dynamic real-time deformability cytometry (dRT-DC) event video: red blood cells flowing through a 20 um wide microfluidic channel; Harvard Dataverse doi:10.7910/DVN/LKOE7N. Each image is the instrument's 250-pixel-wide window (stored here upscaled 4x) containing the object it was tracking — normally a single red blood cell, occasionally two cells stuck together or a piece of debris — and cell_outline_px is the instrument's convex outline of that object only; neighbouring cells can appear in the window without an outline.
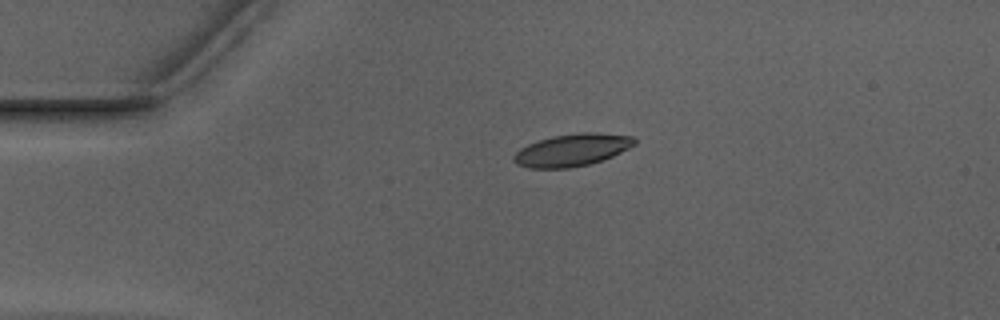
{"species": "Egyptian fruit bat (a non-hibernating species)", "species_latin": "Rousettus aegyptiacus", "temperature_condition": "warm", "stored_images_in_passage": 42, "camera_frame_rate_fps": 3000, "um_per_image_px": 0.085, "animal": {"sex": "male"}, "frame": {"image": 1, "passage_image": 1, "time_ms": 0.0, "image_size_px": [1000, 320], "cell_outline_px": [[636, 144], [604, 160], [588, 164], [568, 168], [528, 168], [516, 164], [512, 160], [512, 156], [520, 148], [528, 144], [552, 136], [580, 132], [596, 132], [632, 136], [636, 140]], "centroid_in_image_um": [48.61, 12.75], "position_along_channel_um": 36.4, "area_um2": 22.77}}
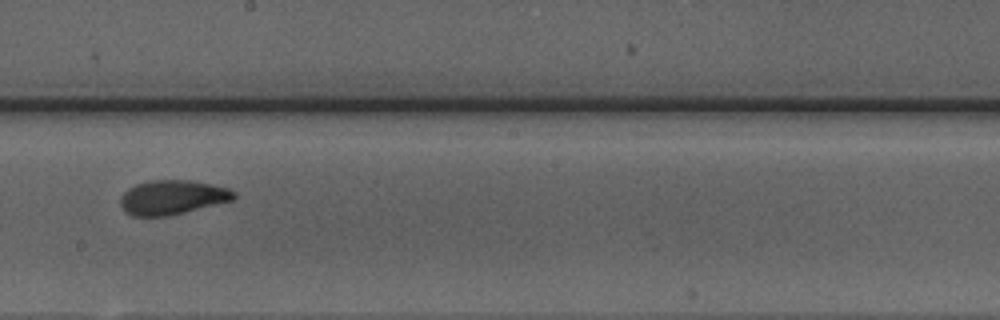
{"frame": {"image": 2, "passage_image": 19, "time_ms": 6.0, "image_size_px": [1000, 320], "cell_outline_px": [[236, 196], [232, 200], [168, 216], [132, 216], [124, 212], [120, 204], [120, 196], [128, 188], [136, 184], [152, 180], [192, 180], [228, 188], [236, 192]], "centroid_in_image_um": [14.61, 16.77], "position_along_channel_um": 233.6, "area_um2": 22.72}}
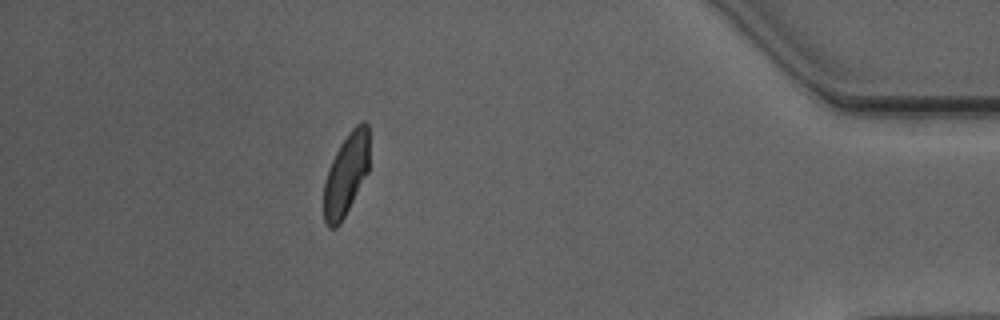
{"frame": {"image": 3, "passage_image": 36, "time_ms": 11.667, "image_size_px": [1000, 320], "cell_outline_px": [[368, 172], [340, 224], [336, 228], [328, 228], [324, 220], [324, 180], [328, 168], [340, 144], [348, 132], [360, 120], [364, 120], [368, 124]], "centroid_in_image_um": [29.41, 14.81], "position_along_channel_um": 405.8, "area_um2": 21.79}, "authors_computed_cell_mechanics": {"area_um2": 22.7154, "velocity_mm_per_s": 3.9377, "shape_relaxation_time_tau1_ms": 3.7927, "shape_relaxation_time_tau2_ms": 1.2499, "deformation_change_tau1": 0.141, "deformation_change_tau2": 0.0705}}